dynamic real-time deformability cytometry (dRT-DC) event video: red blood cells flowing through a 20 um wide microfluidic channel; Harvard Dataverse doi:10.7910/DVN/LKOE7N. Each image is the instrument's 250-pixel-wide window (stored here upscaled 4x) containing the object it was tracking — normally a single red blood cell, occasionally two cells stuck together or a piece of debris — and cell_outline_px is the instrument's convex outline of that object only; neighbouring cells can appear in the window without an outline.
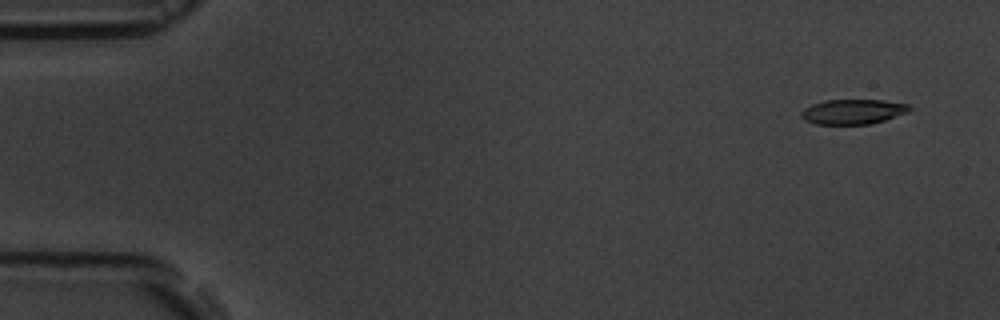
{"species": "common noctule bat (a hibernating species)", "species_latin": "Nyctalus noctula", "temperature_condition": "room temperature", "stored_images_in_passage": 5, "camera_frame_rate_fps": 3000, "um_per_image_px": 0.085, "animal": {"sex": "male", "body_mass_g": 19.5, "forearm_length_mm": 54.6}, "frame": {"image": 1, "passage_image": 1, "time_ms": 0.0, "image_size_px": [1000, 320], "cell_outline_px": [[912, 108], [908, 112], [872, 124], [816, 124], [804, 120], [800, 116], [800, 112], [804, 108], [812, 104], [824, 100], [884, 100], [908, 104]], "centroid_in_image_um": [72.48, 9.49], "position_along_channel_um": 12.5, "area_um2": 15.78}}
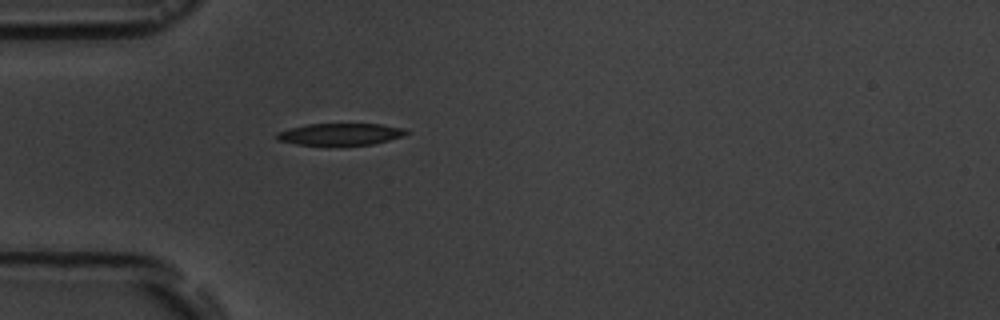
{"frame": {"image": 2, "passage_image": 5, "time_ms": 4.333, "image_size_px": [1000, 320], "cell_outline_px": [[408, 132], [400, 136], [388, 140], [372, 144], [296, 144], [276, 140], [276, 132], [308, 124], [380, 124], [404, 128]], "centroid_in_image_um": [28.89, 11.39], "position_along_channel_um": 56.1, "area_um2": 16.01}}